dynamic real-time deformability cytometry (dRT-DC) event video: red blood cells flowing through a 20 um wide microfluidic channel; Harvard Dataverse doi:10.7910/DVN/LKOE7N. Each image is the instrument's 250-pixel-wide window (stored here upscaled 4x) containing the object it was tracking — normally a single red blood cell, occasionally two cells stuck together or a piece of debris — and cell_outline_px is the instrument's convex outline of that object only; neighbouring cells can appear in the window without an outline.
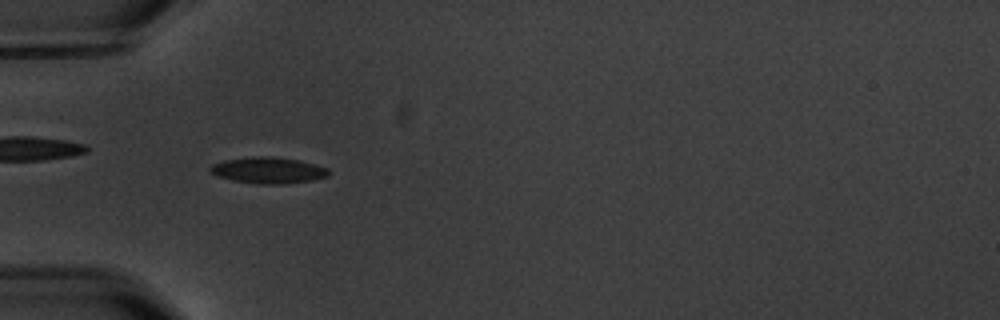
{"species": "common noctule bat (a hibernating species)", "species_latin": "Nyctalus noctula", "temperature_condition": "warm", "stored_images_in_passage": 7, "camera_frame_rate_fps": 3000, "um_per_image_px": 0.085, "animal": {"sex": "male", "body_mass_g": 20.1, "forearm_length_mm": 53.5}, "frame": {"image": 1, "passage_image": 6, "time_ms": 6.0, "image_size_px": [1000, 320], "cell_outline_px": [[328, 176], [312, 180], [284, 184], [260, 184], [232, 180], [216, 176], [208, 172], [208, 168], [212, 164], [224, 160], [252, 156], [272, 156], [300, 160], [328, 168]], "centroid_in_image_um": [22.75, 14.47], "position_along_channel_um": 62.3, "area_um2": 18.26}}